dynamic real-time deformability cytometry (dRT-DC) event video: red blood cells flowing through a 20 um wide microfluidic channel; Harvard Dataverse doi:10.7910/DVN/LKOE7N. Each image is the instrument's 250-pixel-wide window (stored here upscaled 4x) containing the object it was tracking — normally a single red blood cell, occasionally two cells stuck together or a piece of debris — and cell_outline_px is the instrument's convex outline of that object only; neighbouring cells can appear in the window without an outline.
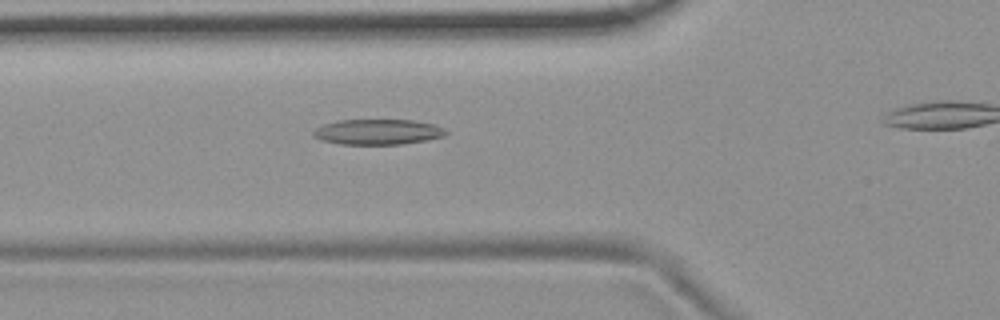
{"species": "common noctule bat (a hibernating species)", "species_latin": "Nyctalus noctula", "temperature_condition": "room temperature", "stored_images_in_passage": 30, "camera_frame_rate_fps": 3000, "um_per_image_px": 0.085, "animal": {"sex": "female", "body_mass_g": 19.9}, "frame": {"image": 1, "passage_image": 5, "time_ms": 1.333, "image_size_px": [1000, 320], "cell_outline_px": [[448, 132], [444, 136], [428, 140], [400, 144], [340, 144], [320, 140], [312, 136], [312, 132], [316, 128], [324, 124], [340, 120], [412, 120], [436, 124], [444, 128]], "centroid_in_image_um": [32.12, 11.21], "position_along_channel_um": 93.7, "area_um2": 19.71}}
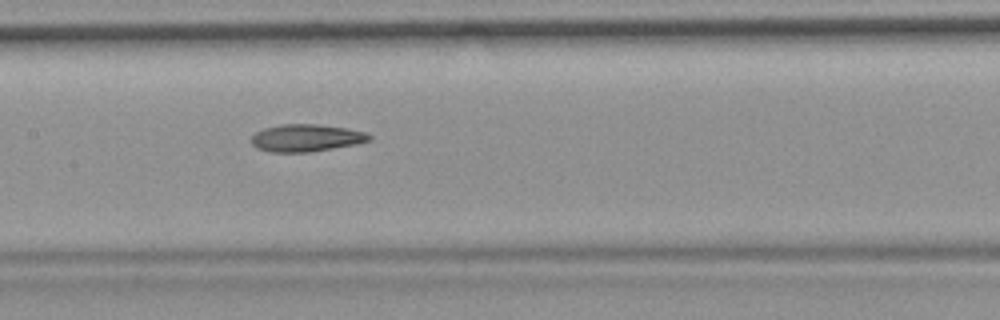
{"frame": {"image": 2, "passage_image": 12, "time_ms": 3.667, "image_size_px": [1000, 320], "cell_outline_px": [[372, 140], [356, 144], [312, 152], [272, 152], [256, 148], [252, 144], [252, 136], [256, 132], [264, 128], [280, 124], [316, 124], [348, 128], [368, 132], [372, 136]], "centroid_in_image_um": [26.07, 11.72], "position_along_channel_um": 181.3, "area_um2": 18.96}}
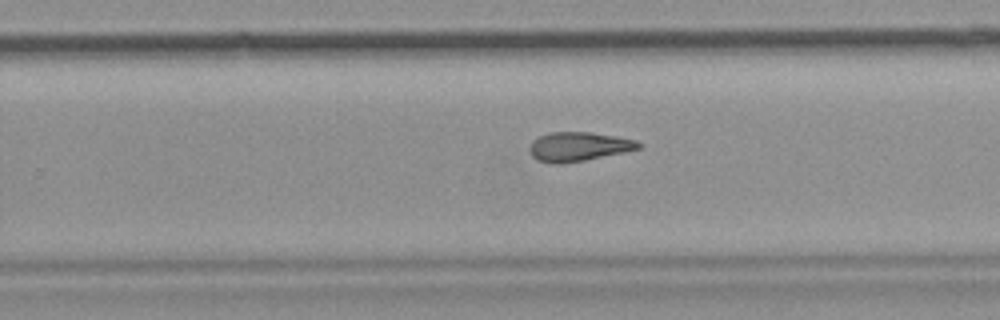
{"frame": {"image": 3, "passage_image": 20, "time_ms": 6.333, "image_size_px": [1000, 320], "cell_outline_px": [[640, 148], [624, 152], [584, 160], [560, 164], [552, 164], [536, 160], [532, 156], [528, 148], [532, 140], [548, 132], [588, 132], [636, 140], [640, 144]], "centroid_in_image_um": [49.1, 12.47], "position_along_channel_um": 280.7, "area_um2": 18.38}}